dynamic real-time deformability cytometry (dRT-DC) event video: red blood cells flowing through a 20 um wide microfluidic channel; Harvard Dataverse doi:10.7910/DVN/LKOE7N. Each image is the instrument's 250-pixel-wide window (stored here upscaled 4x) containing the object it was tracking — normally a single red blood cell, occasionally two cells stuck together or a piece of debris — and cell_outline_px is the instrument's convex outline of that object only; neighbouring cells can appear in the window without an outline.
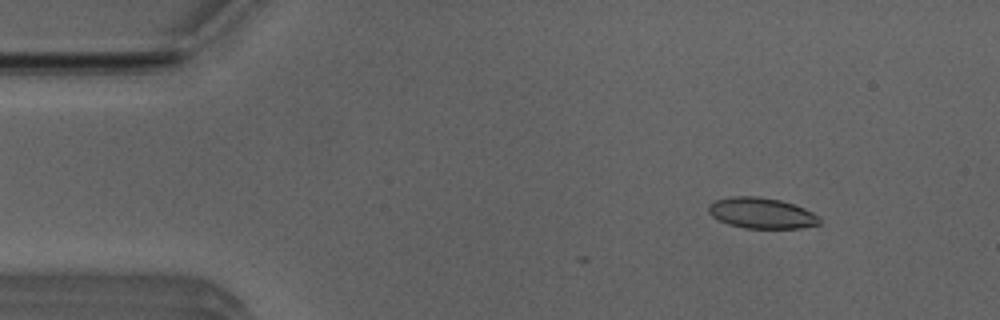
{"species": "Egyptian fruit bat (a non-hibernating species)", "species_latin": "Rousettus aegyptiacus", "temperature_condition": "room temperature", "stored_images_in_passage": 3, "camera_frame_rate_fps": 3000, "um_per_image_px": 0.085, "animal": {"sex": "male"}, "frame": {"image": 1, "passage_image": 1, "time_ms": 0.0, "image_size_px": [1000, 320], "cell_outline_px": [[820, 224], [800, 228], [744, 228], [728, 224], [712, 216], [708, 212], [708, 208], [716, 200], [732, 196], [756, 196], [780, 200], [804, 208], [820, 216]], "centroid_in_image_um": [64.75, 18.12], "position_along_channel_um": 20.2, "area_um2": 19.77}}